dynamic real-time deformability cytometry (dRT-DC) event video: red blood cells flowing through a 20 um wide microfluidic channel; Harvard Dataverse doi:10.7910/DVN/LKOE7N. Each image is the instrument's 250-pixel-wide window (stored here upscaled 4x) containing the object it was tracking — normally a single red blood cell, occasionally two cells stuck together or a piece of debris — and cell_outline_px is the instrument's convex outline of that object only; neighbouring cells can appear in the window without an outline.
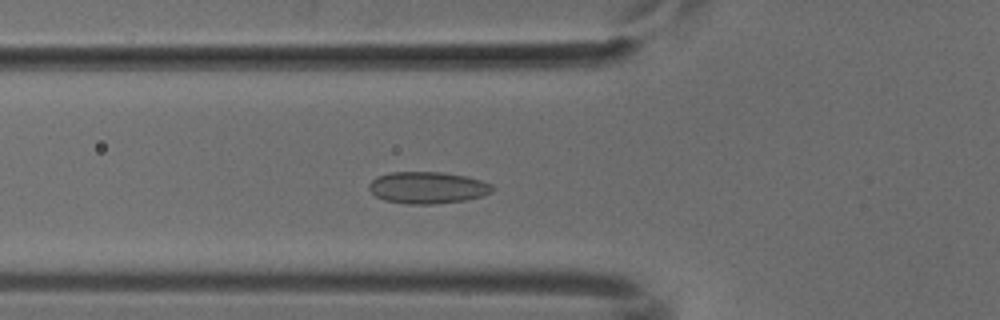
{"species": "common noctule bat (a hibernating species)", "species_latin": "Nyctalus noctula", "temperature_condition": "cold", "stored_images_in_passage": 52, "camera_frame_rate_fps": 3000, "um_per_image_px": 0.085, "animal": {"sex": "male", "body_mass_g": 18.8}, "frame": {"image": 1, "passage_image": 18, "time_ms": 5.667, "image_size_px": [1000, 320], "cell_outline_px": [[492, 192], [484, 196], [464, 200], [436, 204], [408, 204], [384, 200], [376, 196], [368, 188], [368, 184], [376, 176], [392, 172], [444, 172], [464, 176], [480, 180], [492, 184]], "centroid_in_image_um": [36.33, 15.95], "position_along_channel_um": 89.5, "area_um2": 22.89}}
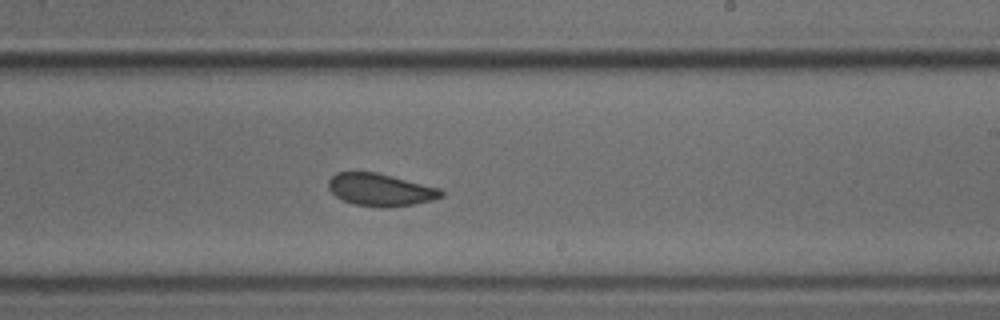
{"frame": {"image": 2, "passage_image": 31, "time_ms": 10.0, "image_size_px": [1000, 320], "cell_outline_px": [[444, 196], [432, 200], [412, 204], [376, 208], [352, 204], [336, 196], [328, 188], [328, 180], [336, 172], [376, 172], [440, 188], [444, 192]], "centroid_in_image_um": [32.32, 16.13], "position_along_channel_um": 256.7, "area_um2": 21.27}}
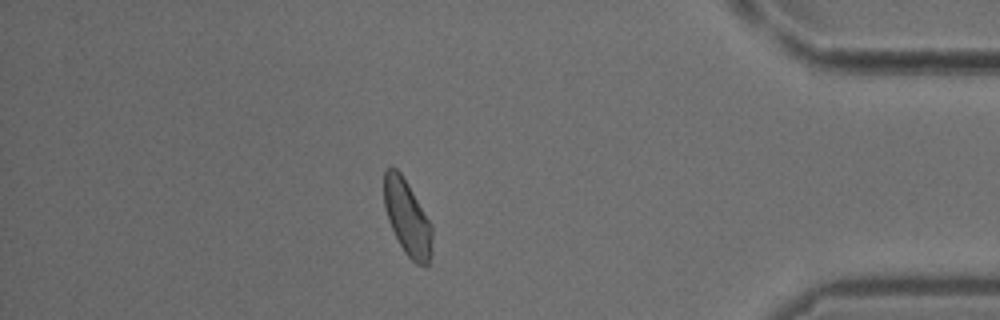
{"frame": {"image": 3, "passage_image": 45, "time_ms": 14.667, "image_size_px": [1000, 320], "cell_outline_px": [[432, 252], [428, 264], [424, 268], [416, 264], [404, 252], [388, 220], [384, 204], [384, 168], [396, 168], [400, 172], [408, 184], [432, 224]], "centroid_in_image_um": [34.64, 18.53], "position_along_channel_um": 400.6, "area_um2": 21.15}}